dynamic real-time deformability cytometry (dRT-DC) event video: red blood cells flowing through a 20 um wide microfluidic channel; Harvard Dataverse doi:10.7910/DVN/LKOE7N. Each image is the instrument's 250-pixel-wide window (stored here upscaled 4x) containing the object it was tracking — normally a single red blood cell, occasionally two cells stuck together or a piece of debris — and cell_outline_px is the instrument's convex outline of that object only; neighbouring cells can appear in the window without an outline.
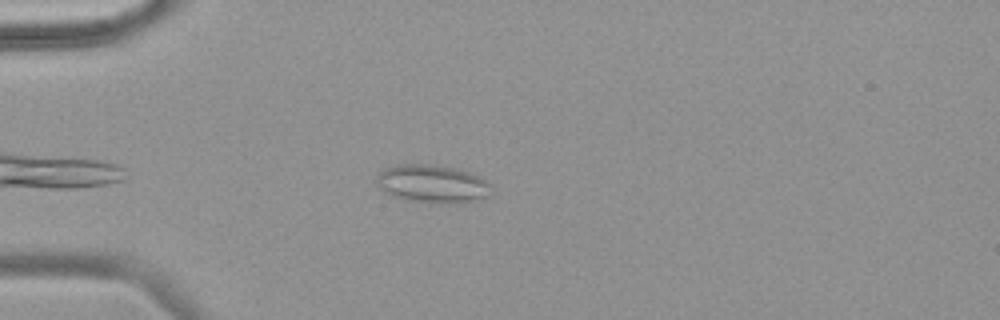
{"species": "common noctule bat (a hibernating species)", "species_latin": "Nyctalus noctula", "temperature_condition": "warm", "stored_images_in_passage": 42, "camera_frame_rate_fps": 3000, "um_per_image_px": 0.085, "animal": {"sex": "female", "body_mass_g": 18.4}, "frame": {"image": 1, "passage_image": 10, "time_ms": 3.0, "image_size_px": [1000, 320], "cell_outline_px": [[492, 184], [488, 196], [464, 204], [408, 200], [392, 196], [380, 188], [376, 184], [376, 176], [384, 168], [396, 164], [424, 164], [452, 168], [468, 172], [480, 176], [488, 180]], "centroid_in_image_um": [36.76, 15.62], "position_along_channel_um": 48.2, "area_um2": 25.43}}
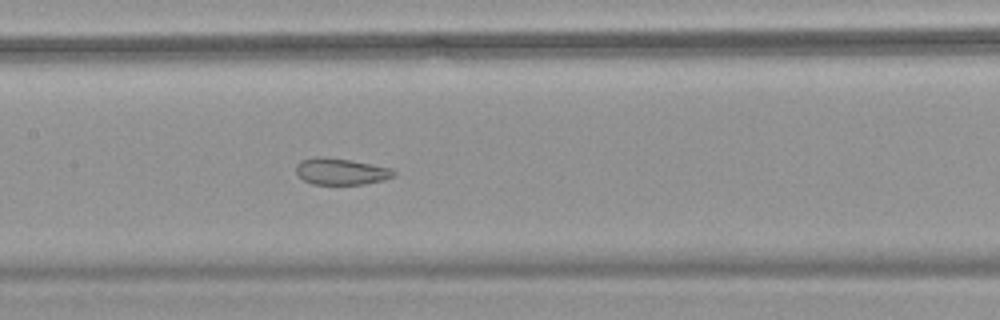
{"frame": {"image": 2, "passage_image": 22, "time_ms": 7.0, "image_size_px": [1000, 320], "cell_outline_px": [[396, 176], [384, 180], [364, 184], [312, 184], [304, 180], [296, 172], [296, 164], [300, 160], [316, 156], [324, 156], [352, 160], [392, 168], [396, 172]], "centroid_in_image_um": [29.0, 14.56], "position_along_channel_um": 178.4, "area_um2": 15.32}}
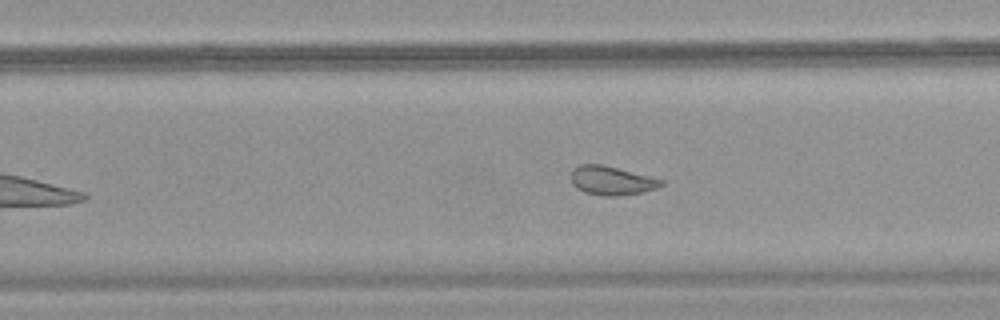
{"frame": {"image": 3, "passage_image": 30, "time_ms": 9.667, "image_size_px": [1000, 320], "cell_outline_px": [[664, 184], [656, 188], [640, 192], [616, 196], [600, 196], [584, 192], [576, 188], [572, 184], [568, 176], [572, 168], [580, 164], [600, 164], [664, 180]], "centroid_in_image_um": [51.89, 15.35], "position_along_channel_um": 277.9, "area_um2": 15.2}, "authors_computed_cell_mechanics": {"area_um2": 18.0914, "velocity_mm_per_s": 3.7552, "shape_relaxation_time_tau1_ms": null, "shape_relaxation_time_tau2_ms": 1.3508, "deformation_change_tau1": null, "deformation_change_tau2": 0.0792}}